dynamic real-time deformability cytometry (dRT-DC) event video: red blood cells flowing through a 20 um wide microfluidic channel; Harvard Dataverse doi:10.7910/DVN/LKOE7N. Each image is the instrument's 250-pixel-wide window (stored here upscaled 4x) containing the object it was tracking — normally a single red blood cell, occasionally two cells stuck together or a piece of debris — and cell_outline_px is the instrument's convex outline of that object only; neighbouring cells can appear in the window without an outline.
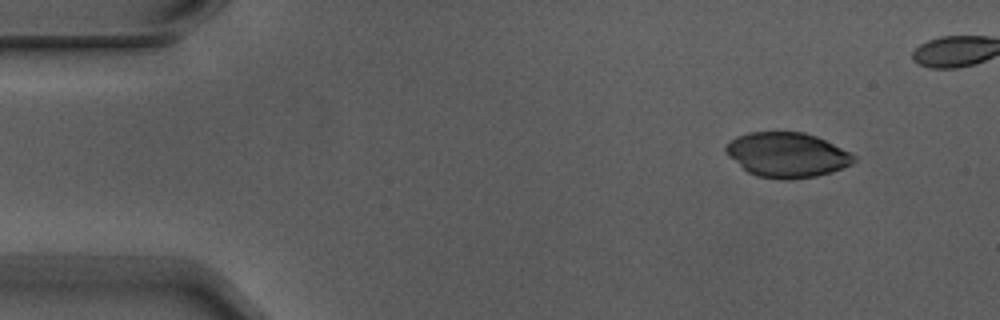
{"species": "Egyptian fruit bat (a non-hibernating species)", "species_latin": "Rousettus aegyptiacus", "temperature_condition": "warm", "stored_images_in_passage": 6, "camera_frame_rate_fps": 3000, "um_per_image_px": 0.085, "animal": {"sex": "male"}, "frame": {"image": 1, "passage_image": 1, "time_ms": 0.0, "image_size_px": [1000, 320], "cell_outline_px": [[856, 160], [852, 164], [832, 172], [816, 176], [788, 180], [784, 180], [756, 176], [748, 172], [728, 156], [724, 152], [724, 148], [736, 136], [748, 132], [804, 132], [816, 136], [852, 152], [856, 156]], "centroid_in_image_um": [66.91, 13.17], "position_along_channel_um": 18.1, "area_um2": 33.64}}